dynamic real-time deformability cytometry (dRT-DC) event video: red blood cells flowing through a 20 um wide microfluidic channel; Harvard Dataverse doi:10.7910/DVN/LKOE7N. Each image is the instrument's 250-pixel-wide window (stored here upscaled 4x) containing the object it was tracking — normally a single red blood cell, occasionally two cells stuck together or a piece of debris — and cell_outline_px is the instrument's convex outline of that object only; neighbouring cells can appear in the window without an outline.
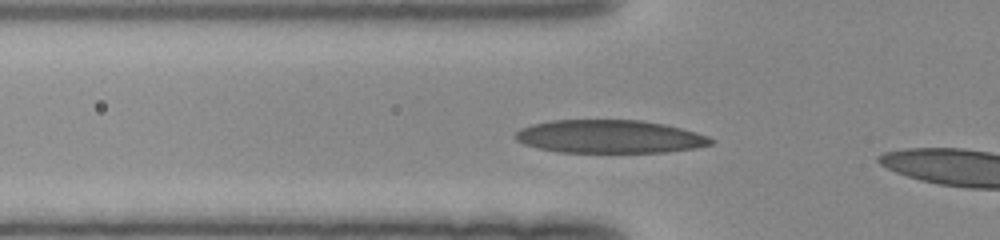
{"species": "human", "species_latin": "Homo sapiens", "temperature_condition": "room temperature", "stored_images_in_passage": 28, "camera_frame_rate_fps": 3000, "um_per_image_px": 0.085, "donor": {"sex": "female"}, "frame": {"image": 1, "passage_image": 4, "time_ms": 1.0, "image_size_px": [1000, 240], "cell_outline_px": [[716, 140], [712, 144], [696, 148], [664, 152], [556, 152], [536, 148], [524, 144], [516, 140], [516, 132], [520, 128], [532, 124], [552, 120], [640, 120], [664, 124], [696, 132], [708, 136]], "centroid_in_image_um": [51.81, 11.61], "position_along_channel_um": 74.0, "area_um2": 37.86}}
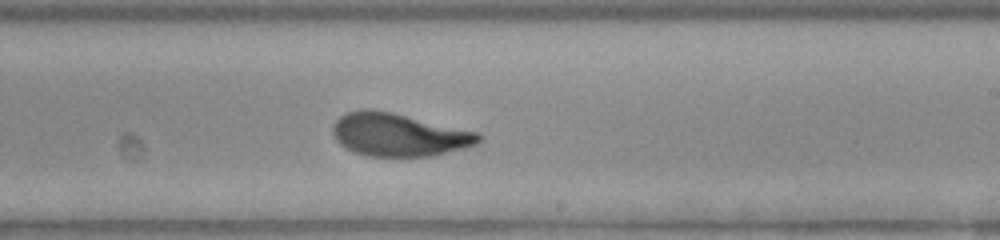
{"frame": {"image": 2, "passage_image": 17, "time_ms": 5.333, "image_size_px": [1000, 240], "cell_outline_px": [[484, 136], [476, 144], [464, 148], [432, 156], [368, 156], [352, 152], [340, 144], [336, 140], [332, 132], [332, 128], [336, 120], [340, 116], [348, 112], [364, 108], [372, 108], [392, 112], [480, 132]], "centroid_in_image_um": [33.9, 11.44], "position_along_channel_um": 255.1, "area_um2": 36.82}}
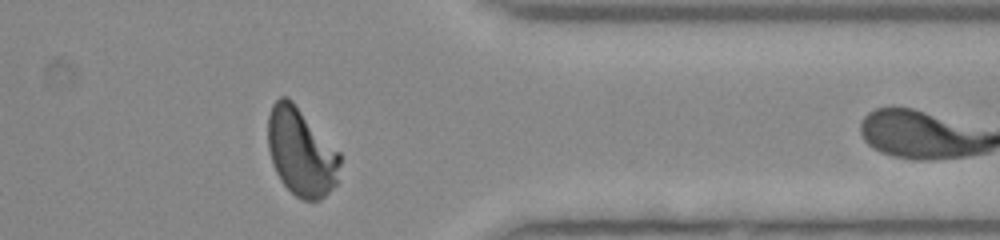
{"frame": {"image": 3, "passage_image": 27, "time_ms": 8.667, "image_size_px": [1000, 240], "cell_outline_px": [[340, 164], [336, 184], [320, 200], [304, 200], [296, 196], [280, 180], [276, 172], [268, 148], [268, 116], [272, 104], [280, 96], [288, 96], [292, 100], [340, 152]], "centroid_in_image_um": [25.59, 12.9], "position_along_channel_um": 385.8, "area_um2": 36.82}}